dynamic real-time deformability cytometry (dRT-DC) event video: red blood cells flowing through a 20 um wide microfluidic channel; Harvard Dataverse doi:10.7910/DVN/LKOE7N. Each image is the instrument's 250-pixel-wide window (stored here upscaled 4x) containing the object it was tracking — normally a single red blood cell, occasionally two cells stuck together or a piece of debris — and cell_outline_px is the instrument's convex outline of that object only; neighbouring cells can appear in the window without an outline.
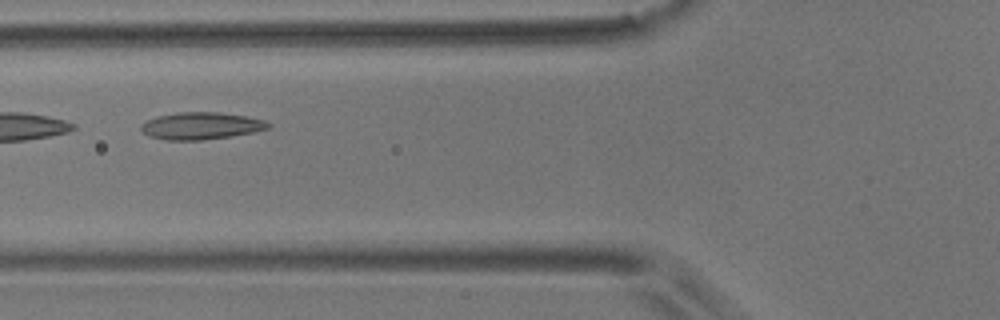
{"species": "common noctule bat (a hibernating species)", "species_latin": "Nyctalus noctula", "temperature_condition": "room temperature", "stored_images_in_passage": 11, "camera_frame_rate_fps": 3000, "um_per_image_px": 0.085, "animal": {"sex": "male", "body_mass_g": 17.9}, "frame": {"image": 1, "passage_image": 4, "time_ms": 4.667, "image_size_px": [1000, 320], "cell_outline_px": [[272, 124], [268, 128], [252, 132], [232, 136], [200, 140], [168, 140], [148, 136], [140, 128], [140, 124], [148, 120], [160, 116], [180, 112], [220, 112], [244, 116], [264, 120]], "centroid_in_image_um": [17.09, 10.7], "position_along_channel_um": 108.7, "area_um2": 19.88}, "authors_computed_cell_mechanics": {"area_um2": 19.1318, "velocity_mm_per_s": 3.449, "shape_relaxation_time_tau1_ms": 11.2513, "shape_relaxation_time_tau2_ms": 3.2547, "deformation_change_tau1": 0.1925, "deformation_change_tau2": 0.0964}}